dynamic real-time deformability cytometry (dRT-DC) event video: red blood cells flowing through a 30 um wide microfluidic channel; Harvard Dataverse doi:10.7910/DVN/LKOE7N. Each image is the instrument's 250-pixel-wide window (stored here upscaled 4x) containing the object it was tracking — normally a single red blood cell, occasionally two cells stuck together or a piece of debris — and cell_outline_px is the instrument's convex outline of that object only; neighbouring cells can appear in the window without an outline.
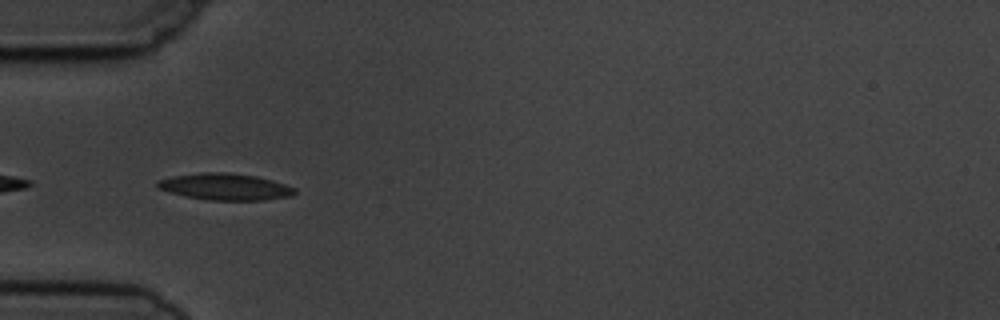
{"species": "common noctule bat (a hibernating species)", "species_latin": "Nyctalus noctula", "temperature_condition": "cold", "stored_images_in_passage": 5, "camera_frame_rate_fps": 3000, "um_per_image_px": 0.085, "animal": {"sex": "male", "body_mass_g": 19.5, "forearm_length_mm": 54.6}, "frame": {"image": 1, "passage_image": 3, "time_ms": 2.333, "image_size_px": [1000, 320], "cell_outline_px": [[296, 192], [292, 196], [264, 200], [208, 200], [188, 196], [156, 188], [156, 180], [172, 176], [200, 172], [228, 172], [256, 176], [272, 180], [296, 188]], "centroid_in_image_um": [19.14, 15.86], "position_along_channel_um": 65.9, "area_um2": 21.33}}
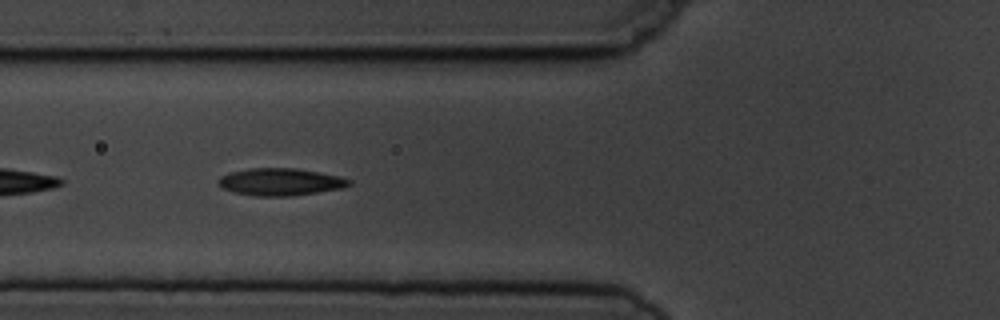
{"frame": {"image": 2, "passage_image": 4, "time_ms": 3.333, "image_size_px": [1000, 320], "cell_outline_px": [[352, 184], [344, 188], [288, 196], [256, 196], [236, 192], [224, 188], [216, 180], [220, 176], [228, 172], [248, 168], [296, 168], [320, 172], [340, 176], [352, 180]], "centroid_in_image_um": [23.86, 15.44], "position_along_channel_um": 101.9, "area_um2": 20.81}}
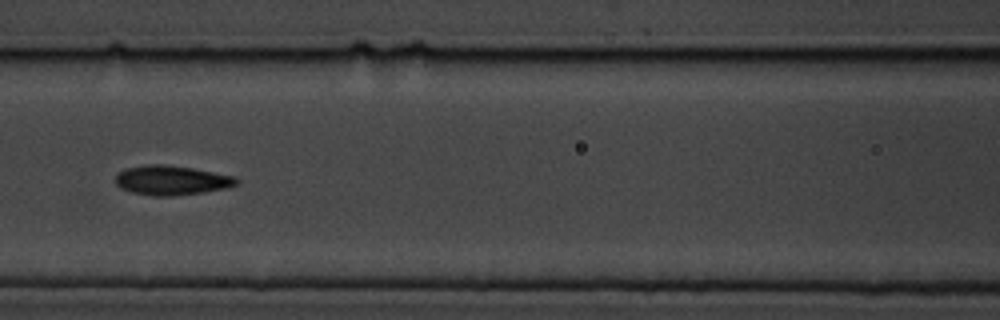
{"frame": {"image": 3, "passage_image": 5, "time_ms": 4.667, "image_size_px": [1000, 320], "cell_outline_px": [[240, 184], [224, 188], [204, 192], [172, 196], [152, 196], [132, 192], [120, 188], [116, 184], [116, 176], [124, 168], [148, 164], [160, 164], [192, 168], [232, 176], [240, 180]], "centroid_in_image_um": [14.56, 15.33], "position_along_channel_um": 152.0, "area_um2": 20.69}}